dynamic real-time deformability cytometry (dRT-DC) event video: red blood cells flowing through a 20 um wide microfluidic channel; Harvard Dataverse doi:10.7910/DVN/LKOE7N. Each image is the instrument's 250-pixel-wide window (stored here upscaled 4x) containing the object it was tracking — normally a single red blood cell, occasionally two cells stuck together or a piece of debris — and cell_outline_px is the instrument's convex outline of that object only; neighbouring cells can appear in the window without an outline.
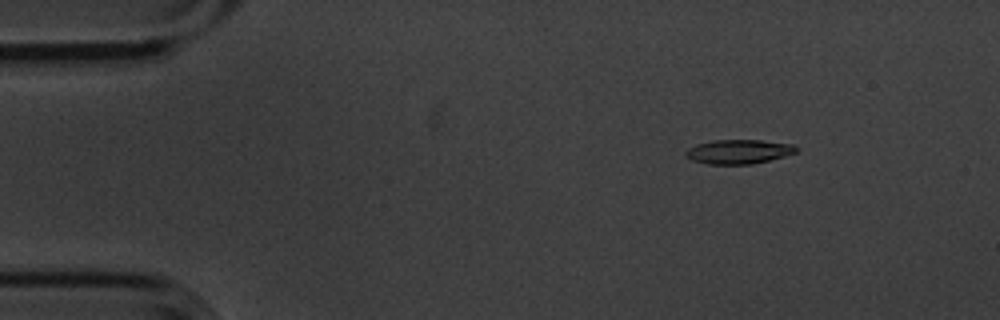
{"species": "common noctule bat (a hibernating species)", "species_latin": "Nyctalus noctula", "temperature_condition": "cold", "stored_images_in_passage": 4, "camera_frame_rate_fps": 3000, "um_per_image_px": 0.085, "animal": {"sex": "male", "body_mass_g": 20.1, "forearm_length_mm": 53.5}, "frame": {"image": 1, "passage_image": 2, "time_ms": 0.333, "image_size_px": [1000, 320], "cell_outline_px": [[796, 152], [784, 156], [752, 164], [708, 164], [692, 160], [684, 152], [688, 148], [696, 144], [712, 140], [760, 140], [792, 144], [796, 148]], "centroid_in_image_um": [62.75, 12.88], "position_along_channel_um": 22.3, "area_um2": 15.43}}